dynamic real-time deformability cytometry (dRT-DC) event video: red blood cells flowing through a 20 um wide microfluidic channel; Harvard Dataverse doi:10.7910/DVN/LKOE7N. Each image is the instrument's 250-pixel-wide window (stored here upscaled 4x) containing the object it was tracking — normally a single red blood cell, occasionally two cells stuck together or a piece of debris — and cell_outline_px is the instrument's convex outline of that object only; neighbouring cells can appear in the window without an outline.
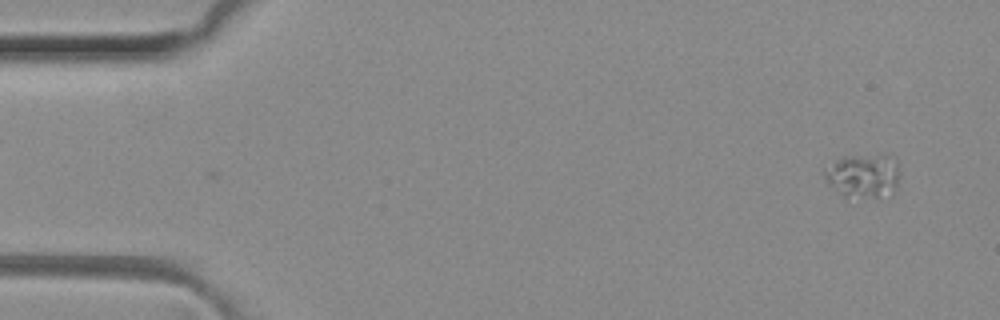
{"species": "common noctule bat (a hibernating species)", "species_latin": "Nyctalus noctula", "temperature_condition": "room temperature", "stored_images_in_passage": 10, "camera_frame_rate_fps": 3000, "um_per_image_px": 0.085, "animal": {"sex": "female", "body_mass_g": 29.2, "forearm_length_mm": 56.3}, "frame": {"image": 1, "passage_image": 1, "time_ms": 0.0, "image_size_px": [1000, 320], "cell_outline_px": [[900, 176], [896, 188], [892, 196], [844, 200], [824, 180], [824, 172], [836, 160], [844, 156], [884, 152], [896, 156], [900, 172]], "centroid_in_image_um": [73.44, 14.95], "position_along_channel_um": 11.6, "area_um2": 20.81}}